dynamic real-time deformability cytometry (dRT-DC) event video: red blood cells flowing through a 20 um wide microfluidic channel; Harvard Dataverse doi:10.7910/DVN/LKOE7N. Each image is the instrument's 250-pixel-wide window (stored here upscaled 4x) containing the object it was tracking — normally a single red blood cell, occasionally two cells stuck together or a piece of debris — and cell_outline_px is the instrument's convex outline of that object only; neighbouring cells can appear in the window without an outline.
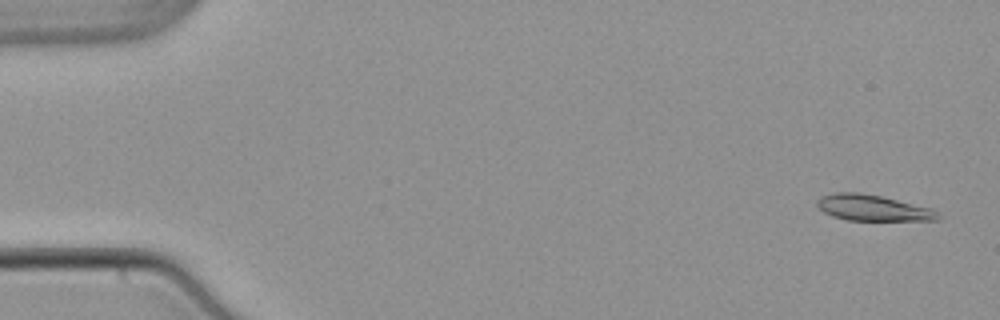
{"species": "common noctule bat (a hibernating species)", "species_latin": "Nyctalus noctula", "temperature_condition": "warm", "stored_images_in_passage": 54, "camera_frame_rate_fps": 3000, "um_per_image_px": 0.085, "animal": {"sex": "male", "body_mass_g": 21.5, "forearm_length_mm": 52.0}, "frame": {"image": 1, "passage_image": 3, "time_ms": 0.667, "image_size_px": [1000, 320], "cell_outline_px": [[940, 220], [848, 220], [832, 216], [824, 212], [816, 204], [816, 200], [820, 196], [836, 192], [860, 192], [880, 196], [932, 208], [940, 216]], "centroid_in_image_um": [74.16, 17.66], "position_along_channel_um": 10.8, "area_um2": 18.21}}
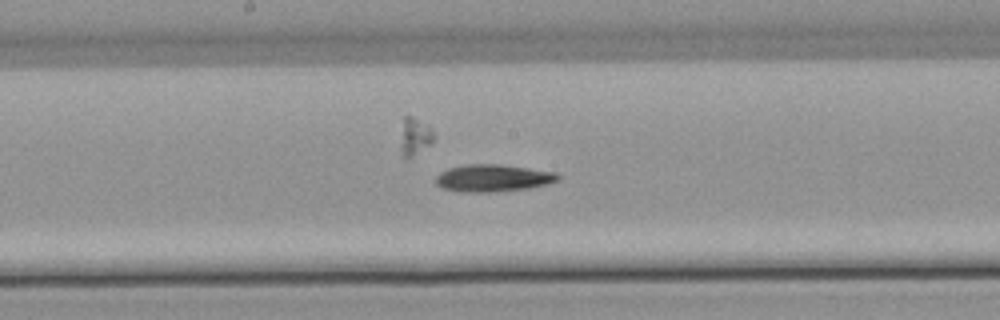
{"frame": {"image": 2, "passage_image": 29, "time_ms": 9.333, "image_size_px": [1000, 320], "cell_outline_px": [[560, 180], [528, 188], [492, 192], [460, 192], [444, 188], [436, 184], [436, 176], [440, 172], [448, 168], [468, 164], [500, 164], [556, 172], [560, 176]], "centroid_in_image_um": [41.89, 15.13], "position_along_channel_um": 206.3, "area_um2": 19.31}}
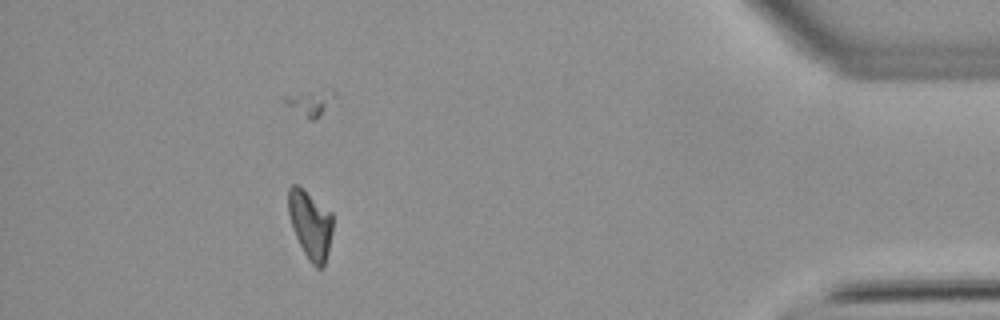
{"frame": {"image": 3, "passage_image": 49, "time_ms": 16.0, "image_size_px": [1000, 320], "cell_outline_px": [[332, 232], [328, 252], [324, 268], [316, 268], [308, 260], [296, 236], [288, 212], [288, 188], [292, 184], [296, 184], [332, 212]], "centroid_in_image_um": [26.39, 19.11], "position_along_channel_um": 408.8, "area_um2": 17.51}, "authors_computed_cell_mechanics": {"area_um2": 18.6405, "velocity_mm_per_s": 3.8597, "shape_relaxation_time_tau1_ms": null, "shape_relaxation_time_tau2_ms": 5.4377, "deformation_change_tau1": null, "deformation_change_tau2": 0.0718}}